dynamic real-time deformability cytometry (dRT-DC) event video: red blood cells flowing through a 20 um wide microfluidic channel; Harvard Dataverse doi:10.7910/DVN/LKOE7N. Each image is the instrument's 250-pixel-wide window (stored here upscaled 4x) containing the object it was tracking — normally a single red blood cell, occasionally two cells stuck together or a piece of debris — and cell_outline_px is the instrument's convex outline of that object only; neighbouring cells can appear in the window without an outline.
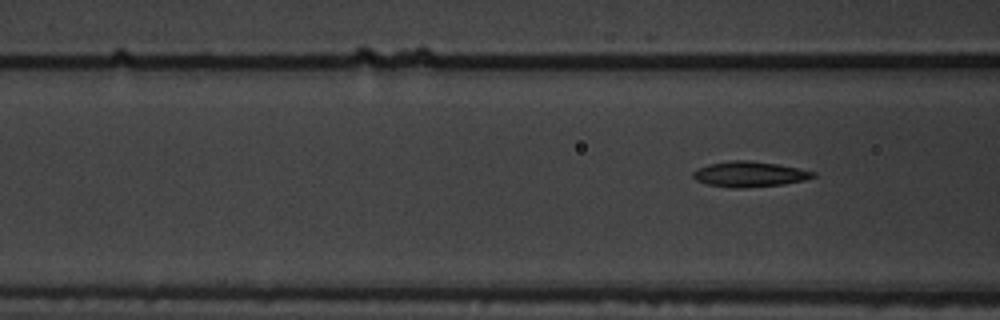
{"species": "common noctule bat (a hibernating species)", "species_latin": "Nyctalus noctula", "temperature_condition": "warm", "stored_images_in_passage": 7, "camera_frame_rate_fps": 3000, "um_per_image_px": 0.085, "animal": {"sex": "male", "body_mass_g": 19.5, "forearm_length_mm": 54.6}, "frame": {"image": 1, "passage_image": 7, "time_ms": 2.0, "image_size_px": [1000, 320], "cell_outline_px": [[816, 176], [804, 180], [784, 184], [744, 188], [732, 188], [708, 184], [696, 180], [692, 176], [692, 172], [696, 168], [708, 164], [732, 160], [748, 160], [776, 164], [816, 172]], "centroid_in_image_um": [63.67, 14.8], "position_along_channel_um": 102.9, "area_um2": 17.74}}